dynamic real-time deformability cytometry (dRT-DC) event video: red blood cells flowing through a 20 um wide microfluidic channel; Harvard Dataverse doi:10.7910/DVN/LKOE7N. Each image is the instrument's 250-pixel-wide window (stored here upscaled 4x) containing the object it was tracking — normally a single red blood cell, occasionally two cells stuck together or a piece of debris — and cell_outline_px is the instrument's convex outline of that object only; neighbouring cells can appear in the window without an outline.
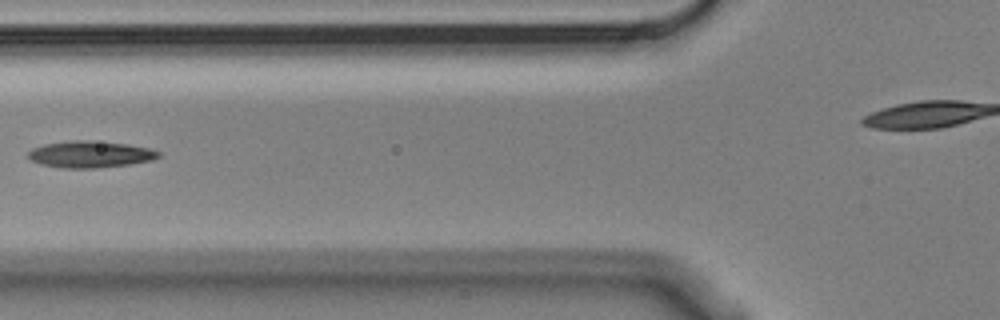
{"species": "Egyptian fruit bat (a non-hibernating species)", "species_latin": "Rousettus aegyptiacus", "temperature_condition": "cold", "stored_images_in_passage": 2, "camera_frame_rate_fps": 3000, "um_per_image_px": 0.085, "animal": {"sex": "male"}, "frame": {"image": 1, "passage_image": 2, "time_ms": 0.333, "image_size_px": [1000, 320], "cell_outline_px": [[160, 156], [152, 160], [128, 164], [96, 168], [60, 168], [40, 164], [32, 160], [28, 156], [28, 152], [32, 148], [44, 144], [72, 140], [92, 140], [128, 144], [148, 148], [160, 152]], "centroid_in_image_um": [7.65, 13.11], "position_along_channel_um": 118.2, "area_um2": 20.23}}